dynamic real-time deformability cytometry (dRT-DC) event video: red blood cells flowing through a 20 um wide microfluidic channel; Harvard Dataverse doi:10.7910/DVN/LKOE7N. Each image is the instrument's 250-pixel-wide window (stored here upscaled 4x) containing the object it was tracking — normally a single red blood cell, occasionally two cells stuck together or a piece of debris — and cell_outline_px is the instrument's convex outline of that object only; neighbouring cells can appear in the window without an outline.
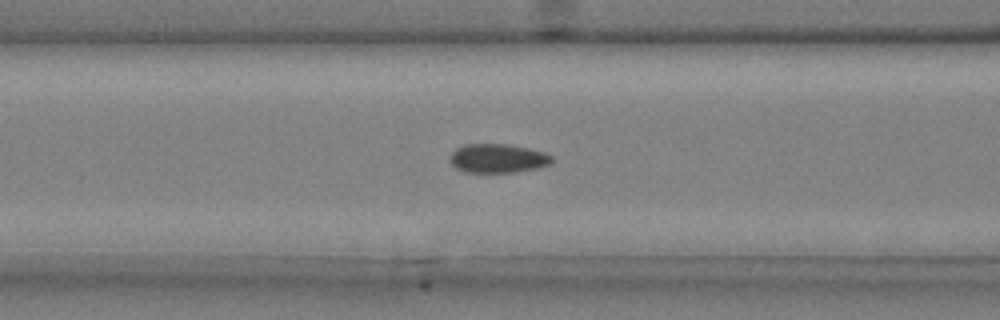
{"species": "common noctule bat (a hibernating species)", "species_latin": "Nyctalus noctula", "temperature_condition": "cold", "stored_images_in_passage": 51, "camera_frame_rate_fps": 3000, "um_per_image_px": 0.085, "animal": {"sex": "male", "body_mass_g": 20.4}, "frame": {"image": 1, "passage_image": 21, "time_ms": 6.667, "image_size_px": [1000, 320], "cell_outline_px": [[552, 160], [548, 164], [540, 168], [516, 172], [464, 172], [456, 168], [452, 164], [452, 152], [456, 148], [464, 144], [504, 144], [528, 148], [544, 152], [552, 156]], "centroid_in_image_um": [42.32, 13.46], "position_along_channel_um": 124.3, "area_um2": 17.05}}
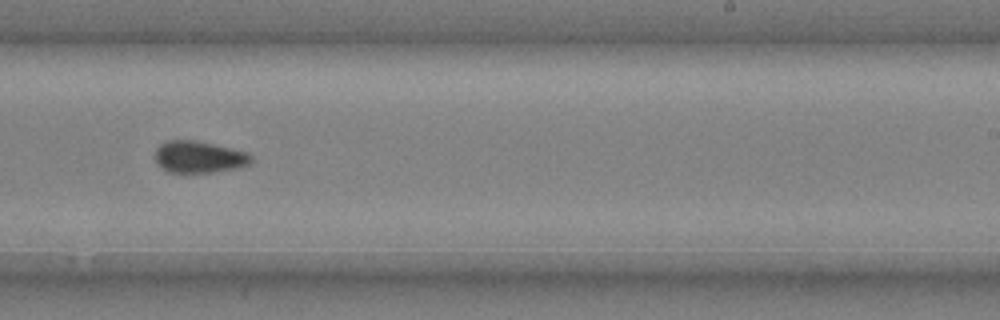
{"frame": {"image": 2, "passage_image": 33, "time_ms": 10.667, "image_size_px": [1000, 320], "cell_outline_px": [[252, 164], [236, 168], [212, 172], [168, 172], [156, 164], [156, 148], [160, 144], [168, 140], [196, 140], [232, 148], [248, 152], [252, 156]], "centroid_in_image_um": [16.93, 13.33], "position_along_channel_um": 272.1, "area_um2": 17.92}}
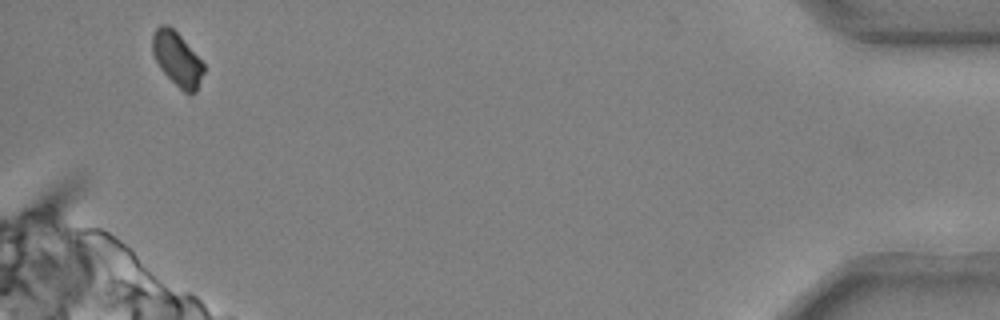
{"frame": {"image": 3, "passage_image": 50, "time_ms": 16.333, "image_size_px": [1000, 320], "cell_outline_px": [[204, 72], [196, 92], [184, 92], [160, 68], [152, 52], [152, 32], [160, 24], [168, 24], [180, 36], [204, 64]], "centroid_in_image_um": [15.03, 4.98], "position_along_channel_um": 420.2, "area_um2": 15.78}, "authors_computed_cell_mechanics": {"area_um2": 17.5712, "velocity_mm_per_s": 3.7005, "shape_relaxation_time_tau1_ms": 11.1491, "shape_relaxation_time_tau2_ms": 7.1409, "deformation_change_tau1": 0.121, "deformation_change_tau2": 0.0899}}